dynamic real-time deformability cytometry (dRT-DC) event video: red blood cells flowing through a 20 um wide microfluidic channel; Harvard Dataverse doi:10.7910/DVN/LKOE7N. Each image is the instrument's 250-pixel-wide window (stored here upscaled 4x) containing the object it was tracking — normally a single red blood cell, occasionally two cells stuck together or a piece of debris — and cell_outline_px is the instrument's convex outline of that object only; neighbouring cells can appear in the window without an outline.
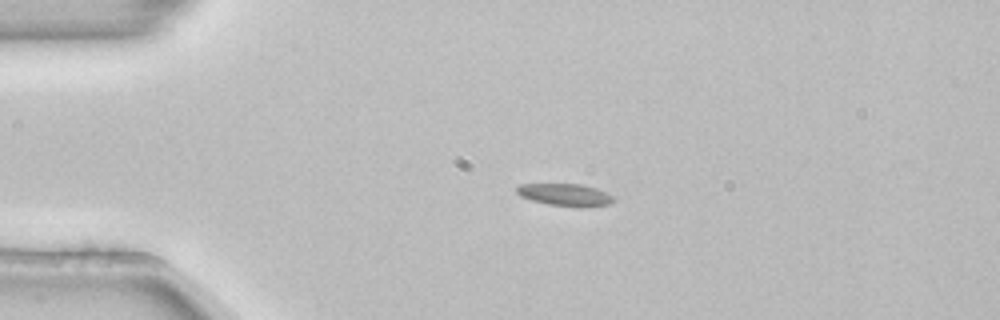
{"species": "common noctule bat (a hibernating species)", "species_latin": "Nyctalus noctula", "temperature_condition": "room temperature", "stored_images_in_passage": 4, "camera_frame_rate_fps": 3000, "um_per_image_px": 0.085, "animal": {"sex": "female", "body_mass_g": 22.7, "forearm_length_mm": 54.2}, "frame": {"image": 1, "passage_image": 3, "time_ms": 0.667, "image_size_px": [1000, 320], "cell_outline_px": [[616, 200], [612, 204], [584, 208], [580, 208], [548, 204], [532, 200], [520, 196], [516, 192], [516, 188], [520, 184], [580, 184], [596, 188], [612, 196]], "centroid_in_image_um": [48.07, 16.57], "position_along_channel_um": 36.9, "area_um2": 12.72}}